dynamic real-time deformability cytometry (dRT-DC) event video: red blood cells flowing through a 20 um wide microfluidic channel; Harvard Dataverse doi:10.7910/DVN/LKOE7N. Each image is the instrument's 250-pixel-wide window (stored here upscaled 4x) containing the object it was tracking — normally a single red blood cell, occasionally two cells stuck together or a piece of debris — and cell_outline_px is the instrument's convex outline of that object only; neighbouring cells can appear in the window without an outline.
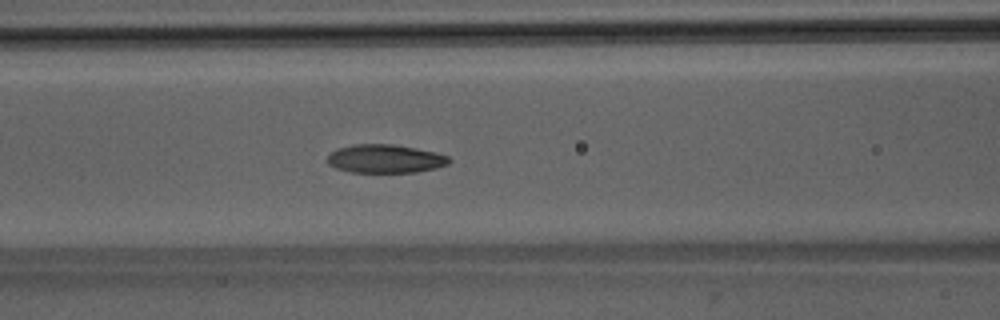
{"species": "Egyptian fruit bat (a non-hibernating species)", "species_latin": "Rousettus aegyptiacus", "temperature_condition": "room temperature", "stored_images_in_passage": 52, "segment_of_instrument_passage": [1, 2], "camera_frame_rate_fps": 3000, "um_per_image_px": 0.085, "animal": {"sex": "male"}, "frame": {"image": 1, "passage_image": 22, "time_ms": 7.0, "image_size_px": [1000, 320], "cell_outline_px": [[452, 160], [448, 164], [436, 168], [416, 172], [352, 172], [336, 168], [328, 164], [328, 156], [332, 152], [340, 148], [352, 144], [392, 144], [416, 148], [448, 156]], "centroid_in_image_um": [32.75, 13.49], "position_along_channel_um": 133.8, "area_um2": 20.0}}
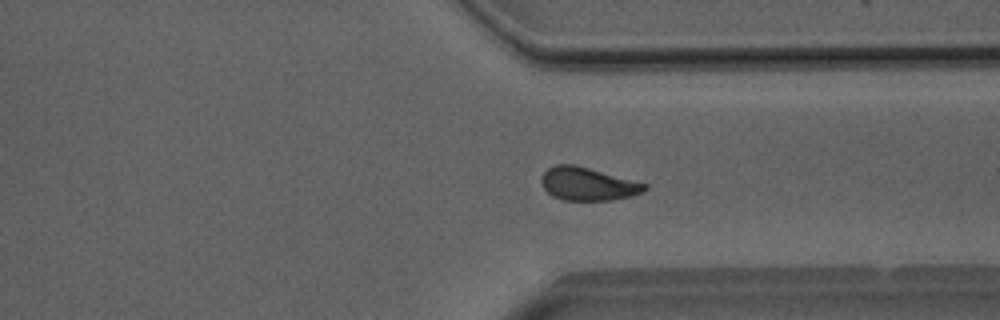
{"frame": {"image": 2, "passage_image": 39, "time_ms": 12.667, "image_size_px": [1000, 320], "cell_outline_px": [[648, 188], [644, 192], [632, 196], [612, 200], [564, 200], [552, 196], [544, 188], [540, 180], [544, 172], [548, 168], [556, 164], [572, 164], [588, 168], [648, 184]], "centroid_in_image_um": [49.97, 15.64], "position_along_channel_um": 361.4, "area_um2": 19.83}}
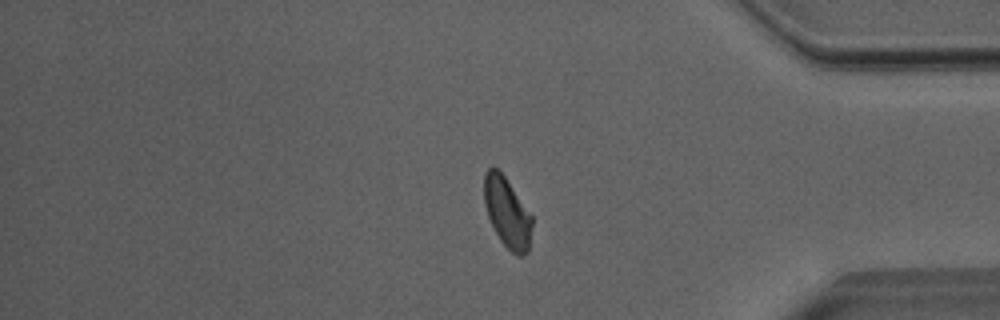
{"frame": {"image": 3, "passage_image": 43, "time_ms": 14.0, "image_size_px": [1000, 320], "cell_outline_px": [[532, 224], [528, 252], [524, 256], [516, 256], [500, 240], [488, 216], [484, 204], [484, 172], [492, 164], [504, 176], [532, 216]], "centroid_in_image_um": [43.1, 18.06], "position_along_channel_um": 392.1, "area_um2": 19.42}}